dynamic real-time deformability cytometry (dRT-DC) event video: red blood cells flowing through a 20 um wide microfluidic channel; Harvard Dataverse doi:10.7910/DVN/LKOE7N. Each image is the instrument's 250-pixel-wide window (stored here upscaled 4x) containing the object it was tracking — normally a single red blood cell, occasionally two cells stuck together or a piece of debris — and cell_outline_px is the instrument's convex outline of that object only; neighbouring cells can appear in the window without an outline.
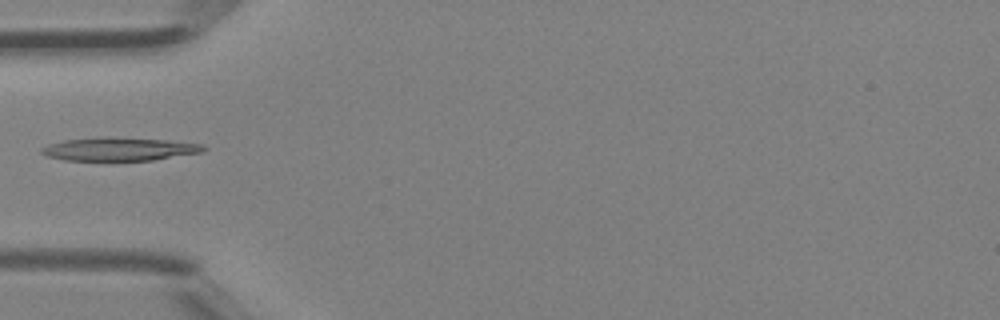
{"species": "Egyptian fruit bat (a non-hibernating species)", "species_latin": "Rousettus aegyptiacus", "temperature_condition": "room temperature", "stored_images_in_passage": 4, "camera_frame_rate_fps": 3000, "um_per_image_px": 0.085, "animal": {"sex": "female"}, "frame": {"image": 1, "passage_image": 4, "time_ms": 1.0, "image_size_px": [1000, 320], "cell_outline_px": [[208, 148], [204, 152], [152, 160], [64, 160], [48, 156], [40, 152], [40, 148], [48, 144], [64, 140], [100, 136], [108, 136], [168, 140], [200, 144]], "centroid_in_image_um": [10.13, 12.66], "position_along_channel_um": 74.9, "area_um2": 22.14}}